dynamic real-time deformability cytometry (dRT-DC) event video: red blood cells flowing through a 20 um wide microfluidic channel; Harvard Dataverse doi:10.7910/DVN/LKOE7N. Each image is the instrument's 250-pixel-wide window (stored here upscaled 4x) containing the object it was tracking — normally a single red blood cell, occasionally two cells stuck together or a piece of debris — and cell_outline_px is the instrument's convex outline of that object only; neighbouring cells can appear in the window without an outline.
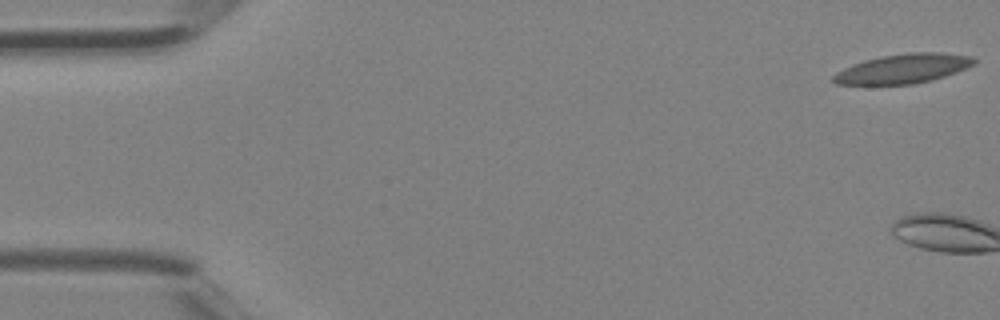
{"species": "Egyptian fruit bat (a non-hibernating species)", "species_latin": "Rousettus aegyptiacus", "temperature_condition": "room temperature", "stored_images_in_passage": 3, "camera_frame_rate_fps": 3000, "um_per_image_px": 0.085, "animal": {"sex": "female"}, "frame": {"image": 1, "passage_image": 1, "time_ms": 0.0, "image_size_px": [1000, 320], "cell_outline_px": [[976, 64], [956, 72], [932, 80], [912, 84], [836, 84], [832, 80], [832, 76], [836, 72], [852, 64], [864, 60], [880, 56], [908, 52], [940, 52], [976, 56]], "centroid_in_image_um": [76.8, 5.82], "position_along_channel_um": 8.2, "area_um2": 24.28}}